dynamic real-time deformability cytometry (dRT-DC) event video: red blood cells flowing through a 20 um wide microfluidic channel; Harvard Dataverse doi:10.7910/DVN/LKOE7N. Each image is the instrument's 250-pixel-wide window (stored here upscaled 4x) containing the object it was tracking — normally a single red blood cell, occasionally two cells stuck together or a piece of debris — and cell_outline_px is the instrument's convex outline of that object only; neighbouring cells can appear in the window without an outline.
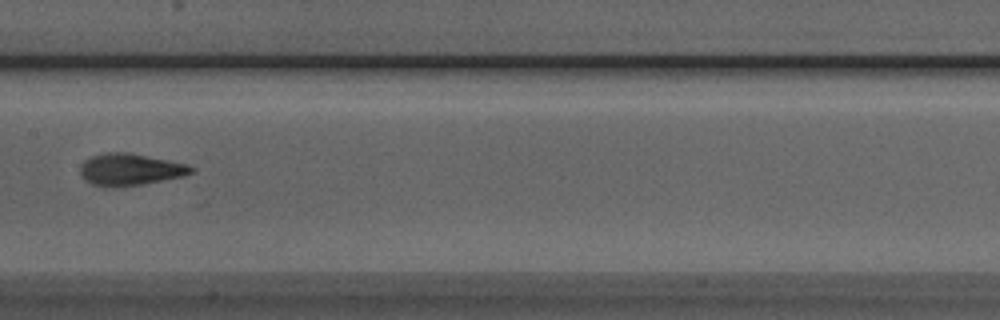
{"species": "Egyptian fruit bat (a non-hibernating species)", "species_latin": "Rousettus aegyptiacus", "temperature_condition": "room temperature", "stored_images_in_passage": 6, "camera_frame_rate_fps": 3000, "um_per_image_px": 0.085, "animal": {"sex": "male"}, "frame": {"image": 1, "passage_image": 5, "time_ms": 1.333, "image_size_px": [1000, 320], "cell_outline_px": [[196, 168], [192, 172], [184, 176], [124, 188], [104, 188], [92, 184], [84, 180], [80, 176], [80, 164], [84, 160], [92, 156], [108, 152], [128, 152], [188, 164]], "centroid_in_image_um": [11.03, 14.44], "position_along_channel_um": 196.4, "area_um2": 21.15}}
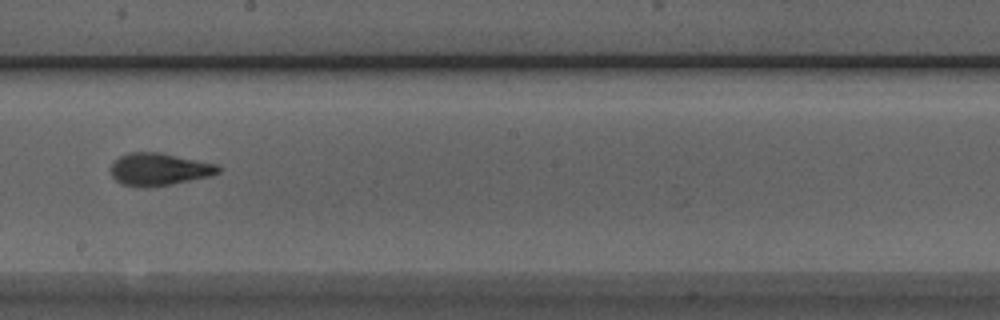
{"frame": {"image": 2, "passage_image": 6, "time_ms": 1.667, "image_size_px": [1000, 320], "cell_outline_px": [[224, 168], [220, 172], [212, 176], [172, 184], [120, 184], [112, 176], [108, 168], [120, 156], [128, 152], [160, 152], [216, 164]], "centroid_in_image_um": [13.57, 14.35], "position_along_channel_um": 234.6, "area_um2": 19.88}}